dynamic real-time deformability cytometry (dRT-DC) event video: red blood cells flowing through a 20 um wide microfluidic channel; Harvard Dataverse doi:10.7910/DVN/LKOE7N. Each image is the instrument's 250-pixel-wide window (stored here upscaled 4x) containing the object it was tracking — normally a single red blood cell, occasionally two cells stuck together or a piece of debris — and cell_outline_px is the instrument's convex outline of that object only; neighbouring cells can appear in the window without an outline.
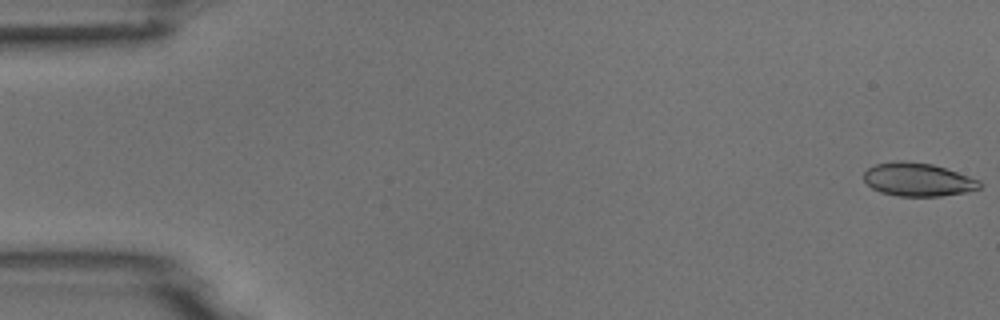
{"species": "common noctule bat (a hibernating species)", "species_latin": "Nyctalus noctula", "temperature_condition": "room temperature", "stored_images_in_passage": 5, "camera_frame_rate_fps": 3000, "um_per_image_px": 0.085, "animal": {"sex": "male", "body_mass_g": 18.8}, "frame": {"image": 1, "passage_image": 1, "time_ms": 0.0, "image_size_px": [1000, 320], "cell_outline_px": [[980, 188], [968, 192], [940, 196], [900, 196], [880, 192], [872, 188], [864, 180], [864, 172], [868, 168], [876, 164], [900, 160], [904, 160], [932, 164], [980, 180]], "centroid_in_image_um": [78.01, 15.26], "position_along_channel_um": 7.0, "area_um2": 22.37}}
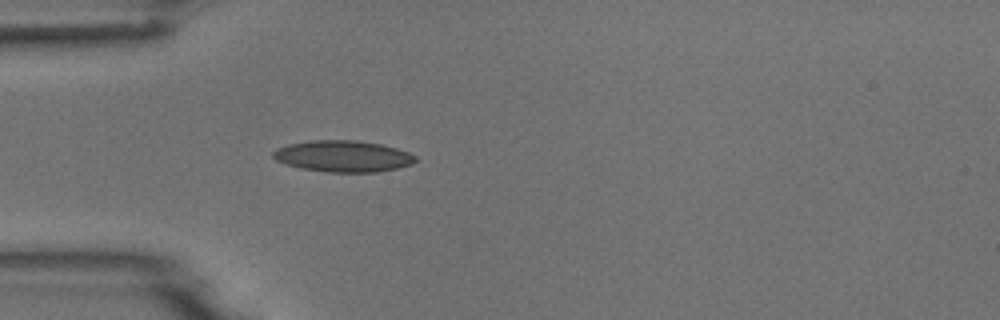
{"frame": {"image": 2, "passage_image": 5, "time_ms": 1.333, "image_size_px": [1000, 320], "cell_outline_px": [[416, 160], [412, 164], [396, 168], [376, 172], [324, 172], [300, 168], [276, 160], [272, 156], [272, 152], [276, 148], [288, 144], [312, 140], [356, 140], [380, 144], [396, 148], [408, 152], [416, 156]], "centroid_in_image_um": [29.14, 13.27], "position_along_channel_um": 55.9, "area_um2": 26.01}}